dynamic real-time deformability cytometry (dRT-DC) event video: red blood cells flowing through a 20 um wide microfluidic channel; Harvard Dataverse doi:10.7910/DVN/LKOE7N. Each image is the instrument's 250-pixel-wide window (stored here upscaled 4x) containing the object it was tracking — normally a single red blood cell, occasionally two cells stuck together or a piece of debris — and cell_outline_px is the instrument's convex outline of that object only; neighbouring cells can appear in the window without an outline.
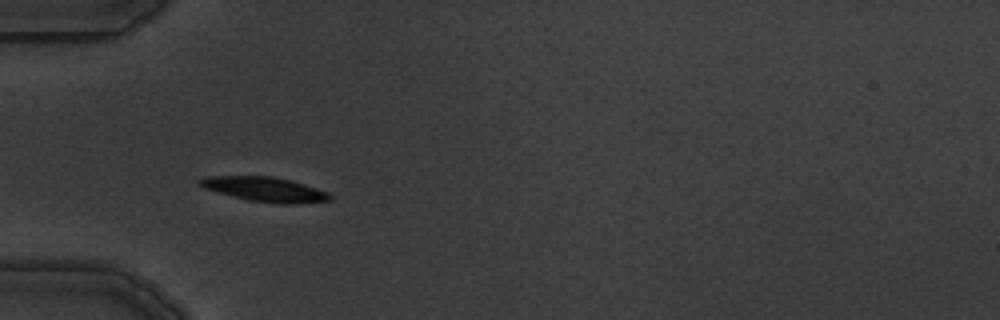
{"species": "common noctule bat (a hibernating species)", "species_latin": "Nyctalus noctula", "temperature_condition": "warm", "stored_images_in_passage": 7, "camera_frame_rate_fps": 3000, "um_per_image_px": 0.085, "animal": {"sex": "male", "body_mass_g": 19.5, "forearm_length_mm": 54.6}, "frame": {"image": 1, "passage_image": 3, "time_ms": 3.0, "image_size_px": [1000, 320], "cell_outline_px": [[332, 200], [300, 204], [280, 204], [248, 200], [232, 196], [204, 188], [196, 184], [196, 180], [208, 176], [272, 176], [304, 184], [328, 192], [332, 196]], "centroid_in_image_um": [22.5, 16.1], "position_along_channel_um": 62.5, "area_um2": 18.73}}
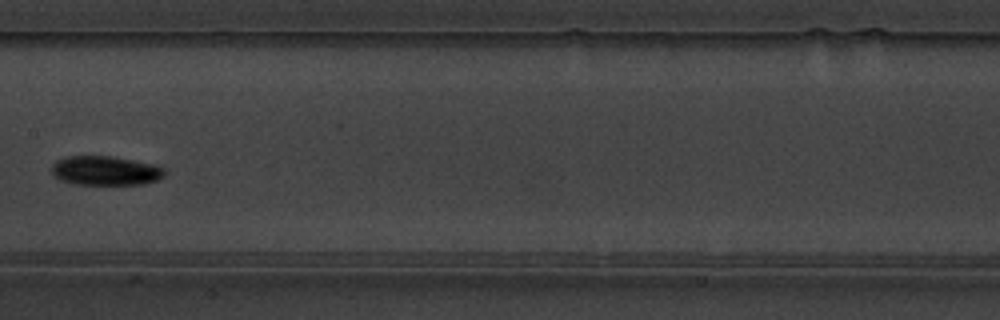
{"frame": {"image": 2, "passage_image": 6, "time_ms": 6.667, "image_size_px": [1000, 320], "cell_outline_px": [[168, 172], [164, 176], [156, 180], [144, 184], [72, 184], [60, 180], [52, 176], [52, 164], [56, 160], [68, 156], [112, 156], [156, 164], [164, 168]], "centroid_in_image_um": [8.97, 14.5], "position_along_channel_um": 198.4, "area_um2": 19.54}}
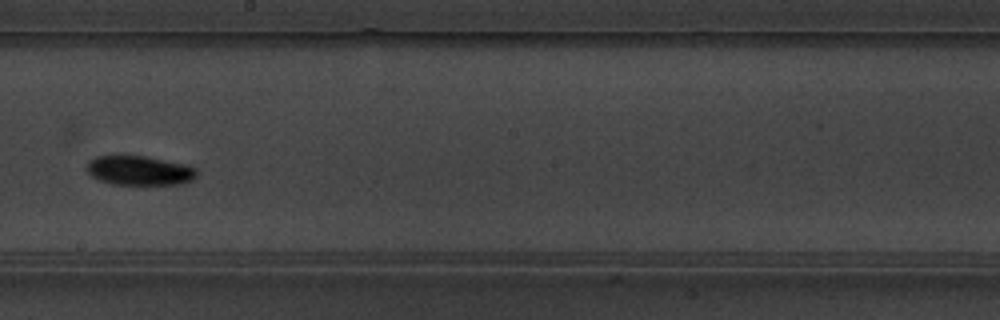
{"frame": {"image": 3, "passage_image": 7, "time_ms": 7.667, "image_size_px": [1000, 320], "cell_outline_px": [[196, 176], [192, 180], [180, 184], [112, 184], [100, 180], [92, 176], [84, 168], [84, 164], [88, 160], [96, 156], [144, 156], [188, 164], [196, 168]], "centroid_in_image_um": [11.82, 14.48], "position_along_channel_um": 236.4, "area_um2": 18.96}}